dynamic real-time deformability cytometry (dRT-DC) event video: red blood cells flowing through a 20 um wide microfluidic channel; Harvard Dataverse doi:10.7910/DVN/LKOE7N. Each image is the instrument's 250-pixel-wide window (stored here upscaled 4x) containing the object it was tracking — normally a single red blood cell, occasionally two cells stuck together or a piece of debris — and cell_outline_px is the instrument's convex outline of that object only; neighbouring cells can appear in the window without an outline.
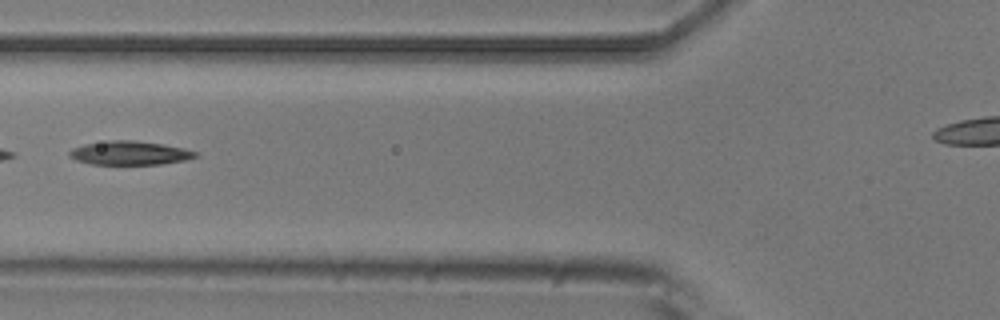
{"species": "common noctule bat (a hibernating species)", "species_latin": "Nyctalus noctula", "temperature_condition": "room temperature", "stored_images_in_passage": 7, "segment_of_instrument_passage": [1, 2], "camera_frame_rate_fps": 3000, "um_per_image_px": 0.085, "animal": {"sex": "male", "body_mass_g": 20.5, "forearm_length_mm": 52.5}, "frame": {"image": 1, "passage_image": 3, "time_ms": 2.333, "image_size_px": [1000, 320], "cell_outline_px": [[200, 156], [184, 160], [160, 164], [92, 164], [76, 160], [68, 156], [68, 152], [72, 148], [84, 144], [108, 140], [132, 140], [160, 144], [184, 148], [196, 152]], "centroid_in_image_um": [10.99, 13.0], "position_along_channel_um": 114.8, "area_um2": 17.4}}
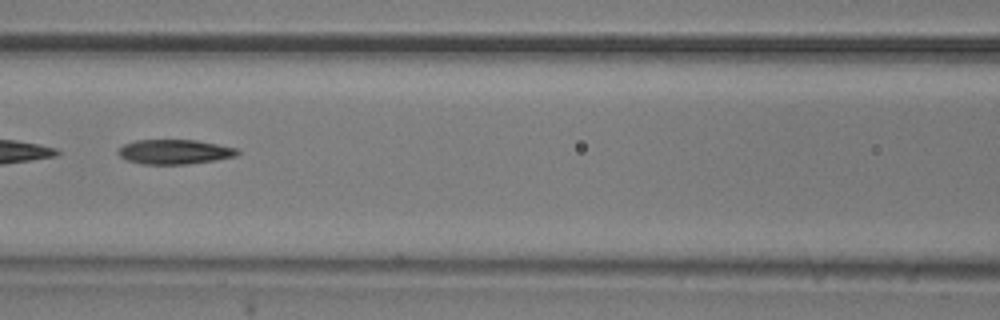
{"frame": {"image": 2, "passage_image": 4, "time_ms": 3.333, "image_size_px": [1000, 320], "cell_outline_px": [[240, 152], [236, 156], [216, 160], [188, 164], [144, 164], [128, 160], [120, 156], [116, 152], [124, 144], [136, 140], [196, 140], [236, 148]], "centroid_in_image_um": [14.84, 12.9], "position_along_channel_um": 151.8, "area_um2": 16.99}}
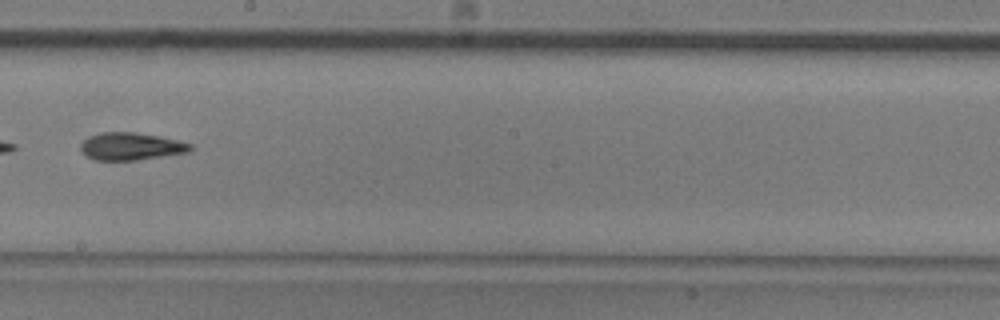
{"frame": {"image": 3, "passage_image": 6, "time_ms": 5.667, "image_size_px": [1000, 320], "cell_outline_px": [[192, 148], [188, 152], [140, 160], [96, 160], [80, 152], [80, 144], [88, 136], [100, 132], [136, 132], [160, 136], [192, 144]], "centroid_in_image_um": [11.11, 12.44], "position_along_channel_um": 237.1, "area_um2": 17.69}}